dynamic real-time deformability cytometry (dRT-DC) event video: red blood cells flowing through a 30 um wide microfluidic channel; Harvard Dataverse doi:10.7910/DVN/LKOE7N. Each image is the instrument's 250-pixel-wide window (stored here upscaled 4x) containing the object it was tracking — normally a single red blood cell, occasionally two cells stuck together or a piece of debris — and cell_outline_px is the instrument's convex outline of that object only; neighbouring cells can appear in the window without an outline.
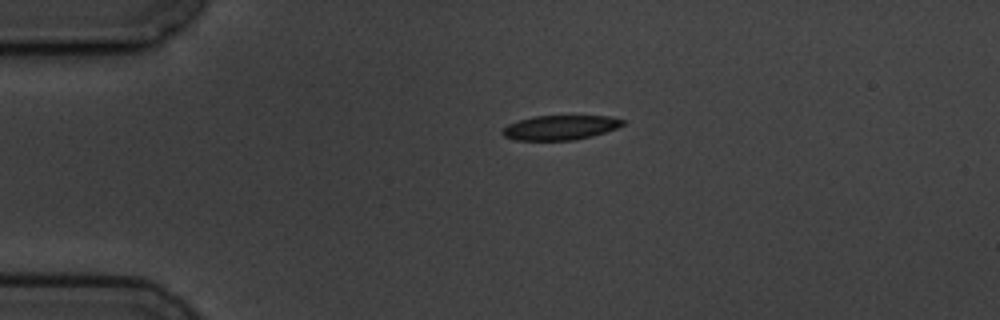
{"species": "common noctule bat (a hibernating species)", "species_latin": "Nyctalus noctula", "temperature_condition": "cold", "stored_images_in_passage": 4, "camera_frame_rate_fps": 3000, "um_per_image_px": 0.085, "animal": {"sex": "male", "body_mass_g": 19.5, "forearm_length_mm": 54.6}, "frame": {"image": 1, "passage_image": 4, "time_ms": 6.333, "image_size_px": [1000, 320], "cell_outline_px": [[624, 124], [616, 128], [592, 136], [572, 140], [516, 140], [504, 136], [500, 132], [508, 124], [532, 116], [608, 116], [624, 120]], "centroid_in_image_um": [47.59, 10.84], "position_along_channel_um": 37.4, "area_um2": 17.05}}